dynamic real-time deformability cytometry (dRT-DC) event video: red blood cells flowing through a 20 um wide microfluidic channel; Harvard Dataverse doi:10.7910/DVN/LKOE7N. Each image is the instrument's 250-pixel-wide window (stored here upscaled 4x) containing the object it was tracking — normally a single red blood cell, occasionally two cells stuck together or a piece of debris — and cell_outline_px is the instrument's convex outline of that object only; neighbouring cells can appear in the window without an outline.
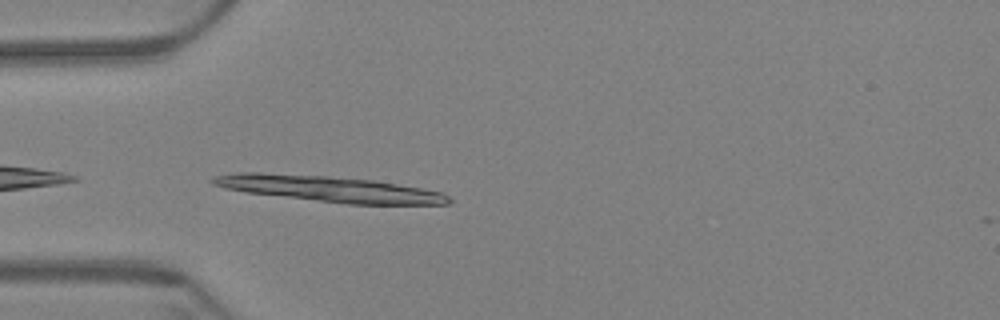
{"species": "Egyptian fruit bat (a non-hibernating species)", "species_latin": "Rousettus aegyptiacus", "temperature_condition": "warm", "stored_images_in_passage": 5, "camera_frame_rate_fps": 3000, "um_per_image_px": 0.085, "animal": {"sex": "female"}, "frame": {"image": 1, "passage_image": 2, "time_ms": 0.333, "image_size_px": [1000, 320], "cell_outline_px": [[452, 200], [448, 204], [348, 204], [248, 192], [224, 188], [212, 184], [208, 180], [216, 176], [236, 172], [260, 172], [328, 176], [372, 180], [420, 188], [440, 192], [448, 196]], "centroid_in_image_um": [27.94, 16.04], "position_along_channel_um": 57.1, "area_um2": 35.08}}